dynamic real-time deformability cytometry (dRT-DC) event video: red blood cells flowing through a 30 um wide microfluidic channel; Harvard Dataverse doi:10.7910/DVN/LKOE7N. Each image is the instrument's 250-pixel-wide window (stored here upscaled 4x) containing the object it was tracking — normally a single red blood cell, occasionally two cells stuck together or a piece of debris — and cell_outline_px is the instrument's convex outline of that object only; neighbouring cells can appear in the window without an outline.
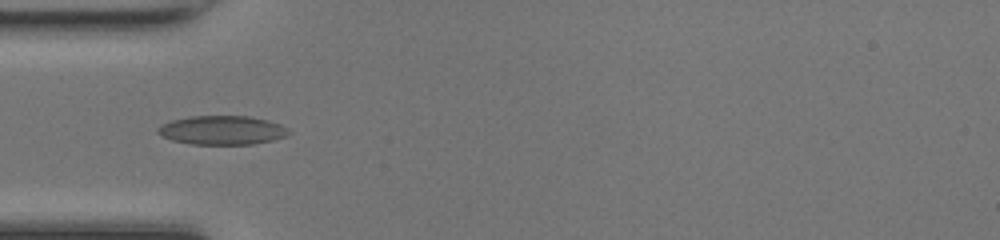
{"species": "common noctule bat (a hibernating species)", "species_latin": "Nyctalus noctula", "temperature_condition": "room temperature", "stored_images_in_passage": 34, "camera_frame_rate_fps": 3000, "um_per_image_px": 0.085, "animal": {"sex": "female", "body_mass_g": 17.0, "forearm_length_mm": 48.0}, "frame": {"image": 1, "passage_image": 1, "time_ms": 0.0, "image_size_px": [1000, 240], "cell_outline_px": [[292, 132], [288, 136], [272, 140], [252, 144], [192, 144], [172, 140], [160, 136], [156, 132], [156, 128], [160, 124], [172, 120], [188, 116], [248, 116], [268, 120], [280, 124], [288, 128]], "centroid_in_image_um": [18.86, 11.06], "position_along_channel_um": 66.1, "area_um2": 22.31}}
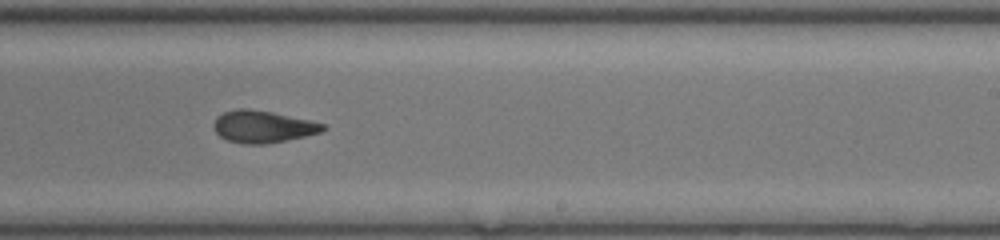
{"frame": {"image": 2, "passage_image": 15, "time_ms": 4.667, "image_size_px": [1000, 240], "cell_outline_px": [[324, 128], [320, 132], [304, 136], [264, 144], [244, 144], [228, 140], [220, 136], [216, 132], [212, 124], [216, 116], [224, 112], [236, 108], [248, 108], [272, 112], [308, 120], [324, 124]], "centroid_in_image_um": [22.26, 10.75], "position_along_channel_um": 266.7, "area_um2": 20.17}}
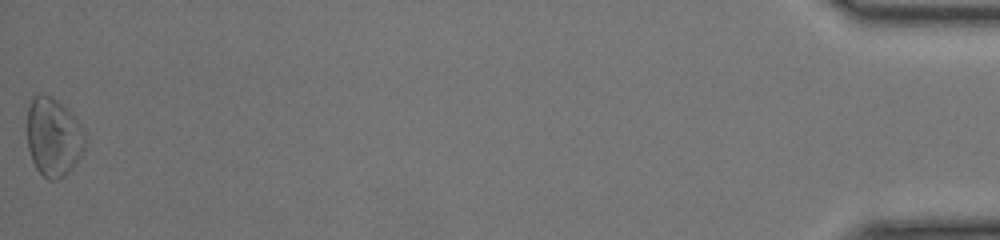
{"frame": {"image": 3, "passage_image": 34, "time_ms": 11.0, "image_size_px": [1000, 240], "cell_outline_px": [[88, 136], [84, 148], [80, 156], [72, 168], [64, 176], [56, 180], [48, 180], [36, 168], [32, 160], [28, 148], [28, 108], [32, 96], [52, 96], [60, 100], [84, 128]], "centroid_in_image_um": [4.58, 11.64], "position_along_channel_um": 430.6, "area_um2": 26.7}, "authors_computed_cell_mechanics": {"area_um2": 20.6635, "velocity_mm_per_s": 4.2898, "shape_relaxation_time_tau1_ms": 10.1717, "shape_relaxation_time_tau2_ms": 3.6179, "deformation_change_tau1": 0.2212, "deformation_change_tau2": 0.0989}}